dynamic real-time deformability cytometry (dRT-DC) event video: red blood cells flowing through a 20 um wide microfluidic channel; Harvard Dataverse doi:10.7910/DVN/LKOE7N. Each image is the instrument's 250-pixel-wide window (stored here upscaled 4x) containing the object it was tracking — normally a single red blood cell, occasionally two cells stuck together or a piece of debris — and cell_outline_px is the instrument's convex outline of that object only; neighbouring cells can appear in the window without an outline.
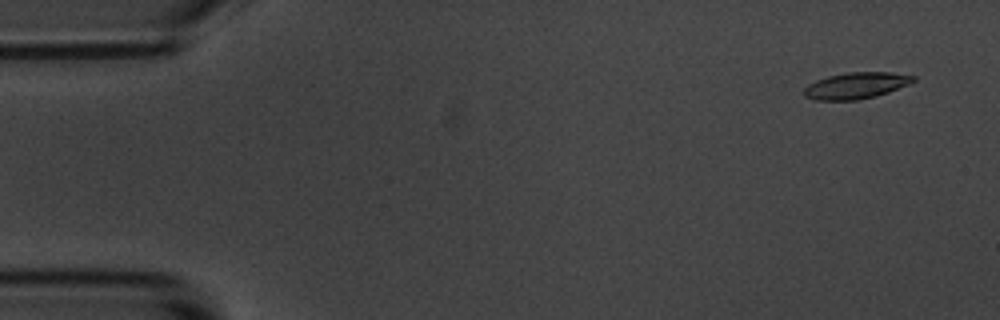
{"species": "common noctule bat (a hibernating species)", "species_latin": "Nyctalus noctula", "temperature_condition": "room temperature", "stored_images_in_passage": 8, "camera_frame_rate_fps": 3000, "um_per_image_px": 0.085, "animal": {"sex": "male", "body_mass_g": 20.1, "forearm_length_mm": 53.5}, "frame": {"image": 1, "passage_image": 2, "time_ms": 1.0, "image_size_px": [1000, 320], "cell_outline_px": [[916, 80], [908, 84], [888, 92], [876, 96], [856, 100], [816, 100], [804, 96], [804, 88], [808, 84], [816, 80], [828, 76], [848, 72], [892, 72], [916, 76]], "centroid_in_image_um": [72.76, 7.27], "position_along_channel_um": 12.2, "area_um2": 16.76}}
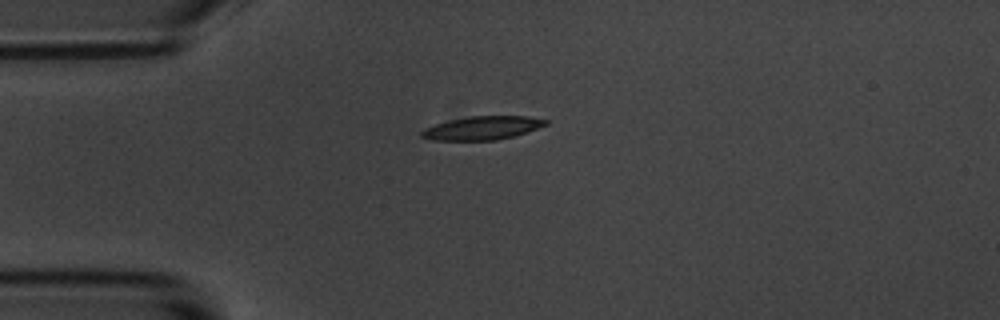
{"frame": {"image": 2, "passage_image": 5, "time_ms": 4.667, "image_size_px": [1000, 320], "cell_outline_px": [[548, 124], [512, 136], [496, 140], [432, 140], [420, 136], [420, 132], [424, 128], [436, 124], [468, 116], [528, 116], [548, 120]], "centroid_in_image_um": [40.97, 10.87], "position_along_channel_um": 44.0, "area_um2": 16.7}}
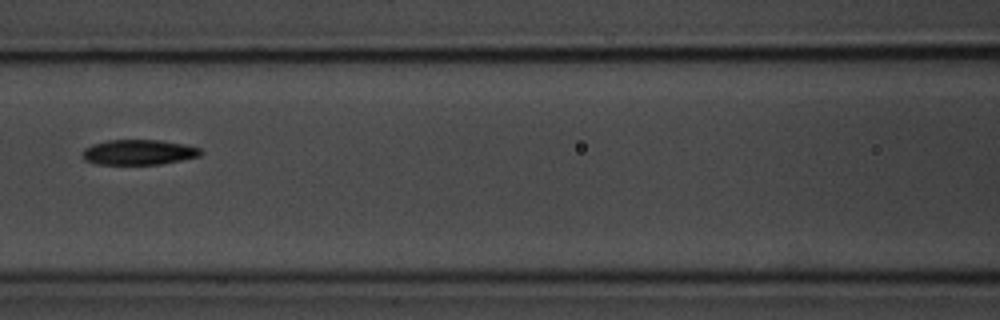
{"frame": {"image": 3, "passage_image": 8, "time_ms": 8.333, "image_size_px": [1000, 320], "cell_outline_px": [[204, 152], [200, 156], [160, 164], [96, 164], [84, 160], [84, 148], [92, 144], [108, 140], [160, 140], [184, 144], [200, 148]], "centroid_in_image_um": [11.81, 12.93], "position_along_channel_um": 154.8, "area_um2": 17.28}}